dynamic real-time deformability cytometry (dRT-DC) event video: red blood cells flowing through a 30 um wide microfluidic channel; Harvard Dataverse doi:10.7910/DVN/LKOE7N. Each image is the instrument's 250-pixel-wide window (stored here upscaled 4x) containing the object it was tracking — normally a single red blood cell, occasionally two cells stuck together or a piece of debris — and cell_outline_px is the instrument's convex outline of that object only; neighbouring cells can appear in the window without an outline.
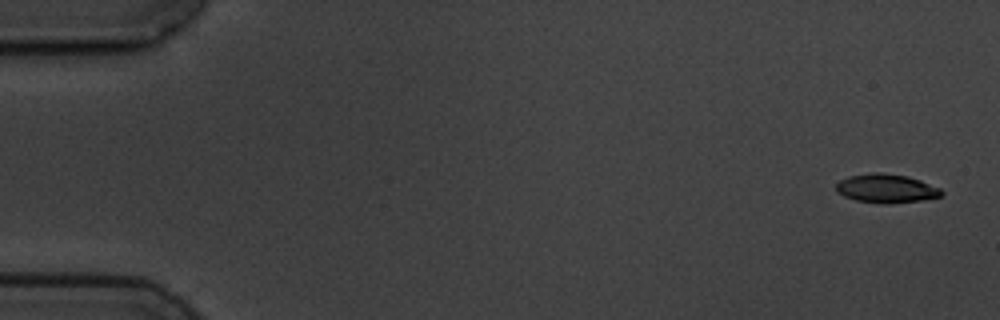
{"species": "common noctule bat (a hibernating species)", "species_latin": "Nyctalus noctula", "temperature_condition": "cold", "stored_images_in_passage": 6, "camera_frame_rate_fps": 3000, "um_per_image_px": 0.085, "animal": {"sex": "male", "body_mass_g": 19.5, "forearm_length_mm": 54.6}, "frame": {"image": 1, "passage_image": 1, "time_ms": 0.0, "image_size_px": [1000, 320], "cell_outline_px": [[944, 192], [940, 196], [920, 200], [888, 204], [880, 204], [856, 200], [844, 196], [836, 188], [836, 184], [840, 180], [848, 176], [872, 172], [880, 172], [908, 176], [920, 180], [940, 188]], "centroid_in_image_um": [75.33, 16.01], "position_along_channel_um": 9.7, "area_um2": 17.63}}
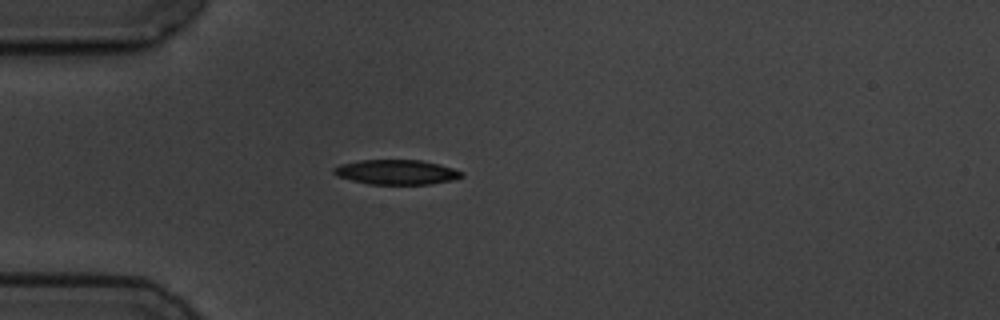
{"frame": {"image": 2, "passage_image": 5, "time_ms": 4.667, "image_size_px": [1000, 320], "cell_outline_px": [[464, 176], [452, 180], [432, 184], [368, 184], [336, 176], [332, 172], [332, 168], [340, 164], [360, 160], [420, 160], [440, 164], [464, 172]], "centroid_in_image_um": [33.69, 14.63], "position_along_channel_um": 51.3, "area_um2": 18.55}}